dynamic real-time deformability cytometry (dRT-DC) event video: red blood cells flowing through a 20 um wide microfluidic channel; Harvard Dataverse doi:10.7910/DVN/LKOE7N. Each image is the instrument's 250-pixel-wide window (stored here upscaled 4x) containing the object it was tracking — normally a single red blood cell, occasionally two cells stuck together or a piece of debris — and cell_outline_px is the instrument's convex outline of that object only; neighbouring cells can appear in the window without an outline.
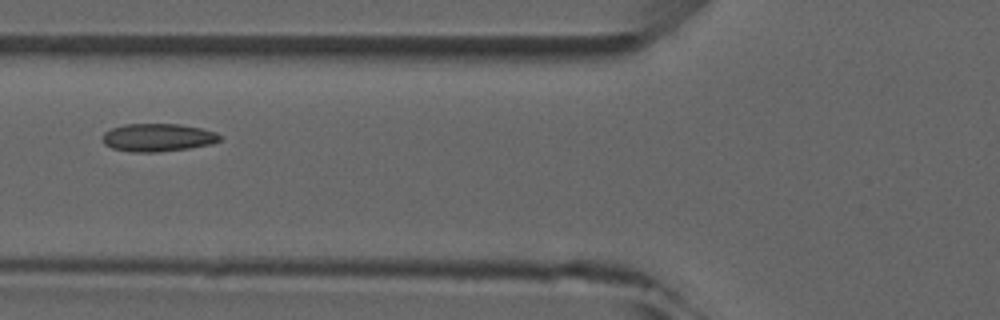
{"species": "common noctule bat (a hibernating species)", "species_latin": "Nyctalus noctula", "temperature_condition": "room temperature", "stored_images_in_passage": 6, "camera_frame_rate_fps": 3000, "um_per_image_px": 0.085, "animal": {"sex": "male", "forearm_length_mm": 52.5}, "frame": {"image": 1, "passage_image": 5, "time_ms": 4.667, "image_size_px": [1000, 320], "cell_outline_px": [[220, 140], [212, 144], [188, 148], [156, 152], [128, 152], [112, 148], [104, 144], [100, 140], [100, 136], [104, 132], [112, 128], [124, 124], [180, 124], [200, 128], [216, 132], [220, 136]], "centroid_in_image_um": [13.35, 11.69], "position_along_channel_um": 112.4, "area_um2": 19.25}}
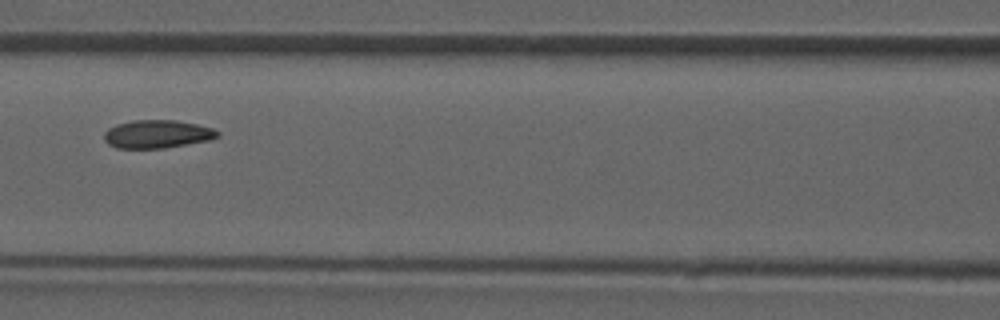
{"frame": {"image": 2, "passage_image": 6, "time_ms": 5.667, "image_size_px": [1000, 320], "cell_outline_px": [[220, 136], [212, 140], [164, 148], [116, 148], [108, 144], [104, 140], [104, 132], [108, 128], [116, 124], [132, 120], [176, 120], [196, 124], [212, 128], [220, 132]], "centroid_in_image_um": [13.37, 11.4], "position_along_channel_um": 153.2, "area_um2": 18.79}}